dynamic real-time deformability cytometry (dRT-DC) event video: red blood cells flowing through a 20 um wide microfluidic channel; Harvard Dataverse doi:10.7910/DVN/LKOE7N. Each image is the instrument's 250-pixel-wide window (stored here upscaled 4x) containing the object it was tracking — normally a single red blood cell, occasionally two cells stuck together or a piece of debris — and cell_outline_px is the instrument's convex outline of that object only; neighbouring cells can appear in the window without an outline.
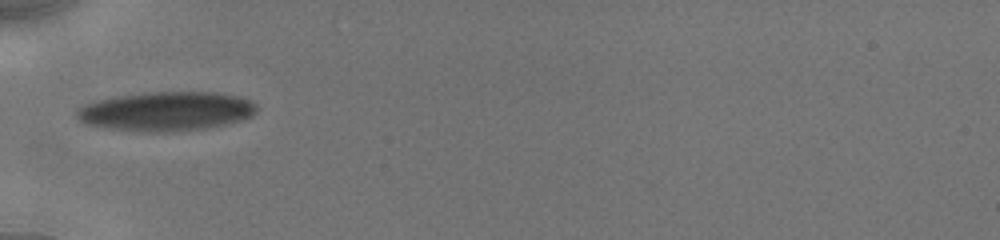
{"species": "human", "species_latin": "Homo sapiens", "temperature_condition": "cold", "stored_images_in_passage": 2, "camera_frame_rate_fps": 3000, "um_per_image_px": 0.085, "donor": {"sex": "male"}, "frame": {"image": 1, "passage_image": 1, "time_ms": 0.0, "image_size_px": [1000, 240], "cell_outline_px": [[256, 112], [252, 116], [240, 120], [224, 124], [204, 128], [164, 132], [148, 132], [108, 128], [88, 124], [80, 120], [76, 116], [76, 112], [84, 104], [116, 96], [148, 92], [212, 92], [240, 96], [252, 100], [256, 104]], "centroid_in_image_um": [14.16, 9.45], "position_along_channel_um": 70.8, "area_um2": 40.81}}